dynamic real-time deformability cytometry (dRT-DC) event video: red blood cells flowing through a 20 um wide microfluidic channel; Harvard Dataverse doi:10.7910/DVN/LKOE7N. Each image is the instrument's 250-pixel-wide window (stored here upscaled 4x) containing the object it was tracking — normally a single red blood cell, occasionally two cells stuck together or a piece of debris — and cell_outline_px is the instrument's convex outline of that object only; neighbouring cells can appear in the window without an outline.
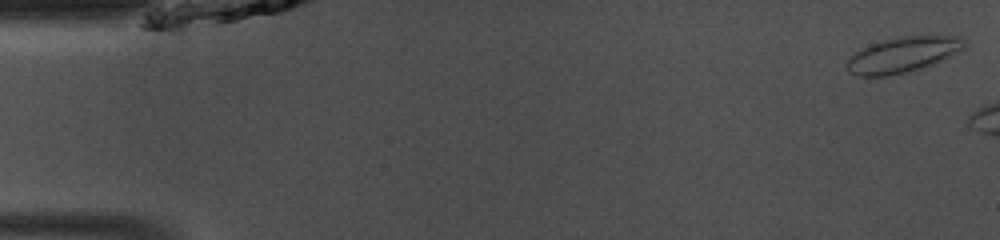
{"species": "common noctule bat (a hibernating species)", "species_latin": "Nyctalus noctula", "temperature_condition": "room temperature", "stored_images_in_passage": 6, "camera_frame_rate_fps": 3000, "um_per_image_px": 0.085, "animal": {"sex": "male", "body_mass_g": 13.0, "forearm_length_mm": 53.1}, "frame": {"image": 1, "passage_image": 1, "time_ms": 0.0, "image_size_px": [1000, 240], "cell_outline_px": [[968, 44], [964, 48], [952, 56], [936, 64], [924, 68], [888, 76], [860, 76], [848, 72], [848, 60], [856, 52], [872, 44], [884, 40], [904, 36], [960, 36], [968, 40]], "centroid_in_image_um": [76.85, 4.66], "position_along_channel_um": 8.2, "area_um2": 24.33}}